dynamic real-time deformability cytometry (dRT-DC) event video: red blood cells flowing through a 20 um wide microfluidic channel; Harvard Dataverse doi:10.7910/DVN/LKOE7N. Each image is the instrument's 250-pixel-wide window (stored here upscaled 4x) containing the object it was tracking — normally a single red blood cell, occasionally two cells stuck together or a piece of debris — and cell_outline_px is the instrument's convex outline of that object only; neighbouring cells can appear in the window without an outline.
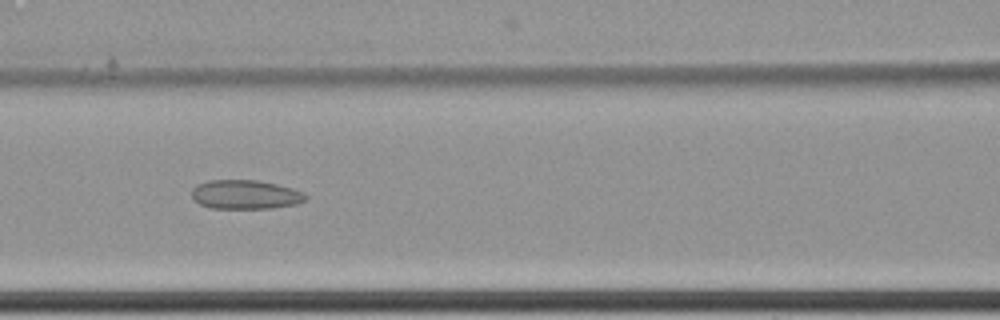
{"species": "common noctule bat (a hibernating species)", "species_latin": "Nyctalus noctula", "temperature_condition": "cold", "stored_images_in_passage": 9, "camera_frame_rate_fps": 3000, "um_per_image_px": 0.085, "animal": {"sex": "female", "body_mass_g": 22.7, "forearm_length_mm": 54.2}, "frame": {"image": 1, "passage_image": 9, "time_ms": 2.667, "image_size_px": [1000, 320], "cell_outline_px": [[308, 196], [304, 200], [296, 204], [272, 208], [212, 208], [200, 204], [192, 196], [192, 188], [196, 184], [208, 180], [256, 180], [276, 184], [292, 188], [304, 192]], "centroid_in_image_um": [20.85, 16.53], "position_along_channel_um": 145.7, "area_um2": 19.25}}